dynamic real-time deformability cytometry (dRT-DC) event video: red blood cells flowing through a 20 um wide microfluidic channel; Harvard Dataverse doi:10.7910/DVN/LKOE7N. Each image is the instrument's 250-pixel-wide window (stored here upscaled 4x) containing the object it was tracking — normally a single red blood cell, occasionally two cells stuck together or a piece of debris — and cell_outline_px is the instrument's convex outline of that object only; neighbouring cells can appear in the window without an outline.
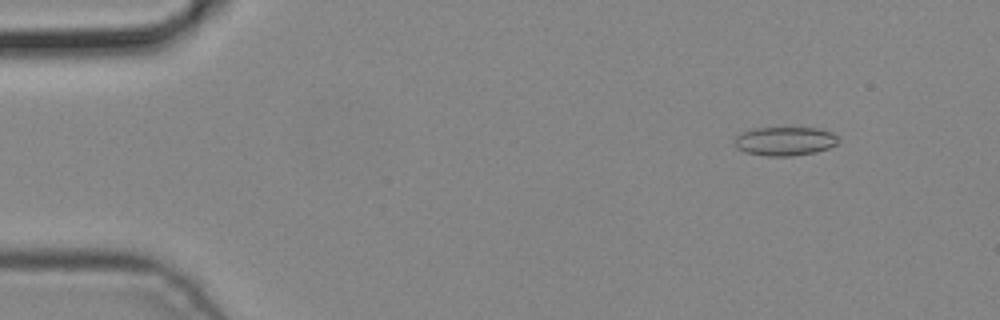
{"species": "common noctule bat (a hibernating species)", "species_latin": "Nyctalus noctula", "temperature_condition": "cold", "stored_images_in_passage": 5, "segment_of_instrument_passage": [2, 2], "camera_frame_rate_fps": 3000, "um_per_image_px": 0.085, "animal": {"sex": "male", "body_mass_g": 19.2, "forearm_length_mm": 51.8}, "frame": {"image": 1, "passage_image": 5, "time_ms": 1.333, "image_size_px": [1000, 320], "cell_outline_px": [[836, 144], [828, 148], [816, 152], [792, 156], [764, 156], [744, 152], [736, 148], [736, 136], [752, 128], [820, 128], [832, 132], [836, 136]], "centroid_in_image_um": [66.7, 12.0], "position_along_channel_um": 18.3, "area_um2": 17.34}}